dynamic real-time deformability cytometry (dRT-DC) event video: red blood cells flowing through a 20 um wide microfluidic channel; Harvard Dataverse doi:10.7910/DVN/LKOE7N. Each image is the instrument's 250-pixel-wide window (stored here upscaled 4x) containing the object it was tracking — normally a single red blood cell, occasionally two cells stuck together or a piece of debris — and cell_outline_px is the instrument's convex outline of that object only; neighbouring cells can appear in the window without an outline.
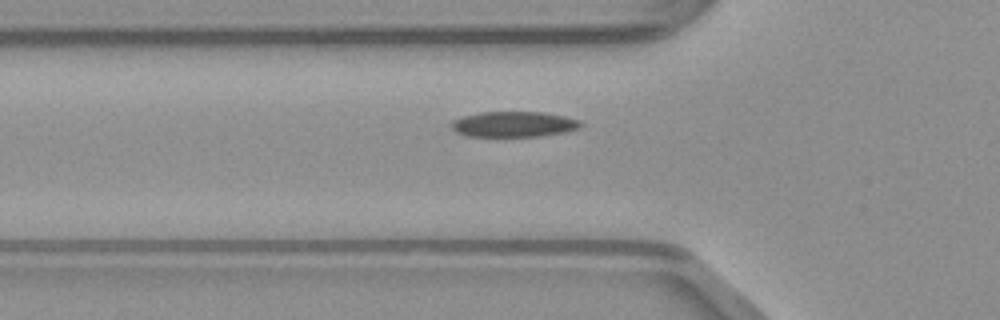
{"species": "common noctule bat (a hibernating species)", "species_latin": "Nyctalus noctula", "temperature_condition": "warm", "stored_images_in_passage": 36, "camera_frame_rate_fps": 3000, "um_per_image_px": 0.085, "animal": {"sex": "male", "body_mass_g": 23.1, "forearm_length_mm": 52.7}, "frame": {"image": 1, "passage_image": 5, "time_ms": 1.333, "image_size_px": [1000, 320], "cell_outline_px": [[584, 124], [580, 128], [564, 132], [540, 136], [468, 136], [456, 132], [452, 128], [452, 124], [456, 120], [464, 116], [480, 112], [544, 112], [564, 116], [580, 120]], "centroid_in_image_um": [43.73, 10.56], "position_along_channel_um": 82.1, "area_um2": 19.07}}
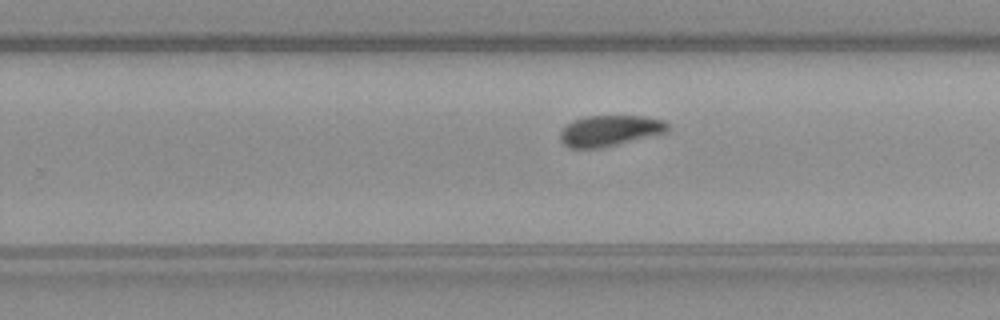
{"frame": {"image": 2, "passage_image": 19, "time_ms": 6.0, "image_size_px": [1000, 320], "cell_outline_px": [[672, 128], [668, 132], [600, 148], [568, 148], [560, 140], [560, 132], [572, 120], [588, 116], [644, 116], [664, 120]], "centroid_in_image_um": [51.86, 11.1], "position_along_channel_um": 277.9, "area_um2": 19.36}}
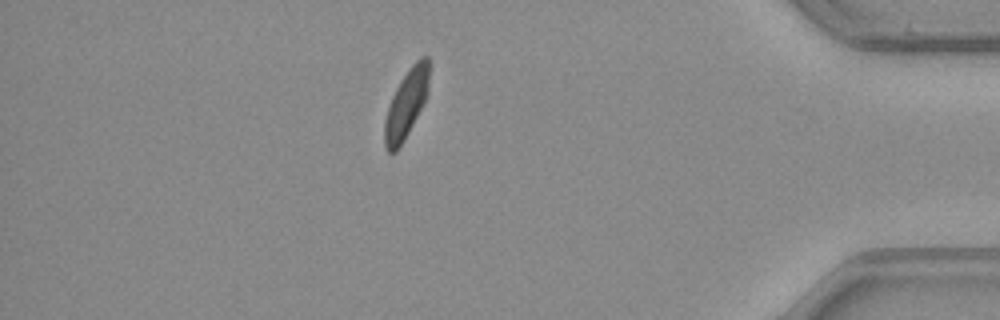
{"frame": {"image": 3, "passage_image": 31, "time_ms": 10.0, "image_size_px": [1000, 320], "cell_outline_px": [[428, 96], [408, 132], [396, 152], [388, 152], [384, 144], [384, 124], [388, 108], [392, 96], [400, 80], [408, 68], [420, 56], [428, 56]], "centroid_in_image_um": [34.53, 8.81], "position_along_channel_um": 400.7, "area_um2": 17.57}}